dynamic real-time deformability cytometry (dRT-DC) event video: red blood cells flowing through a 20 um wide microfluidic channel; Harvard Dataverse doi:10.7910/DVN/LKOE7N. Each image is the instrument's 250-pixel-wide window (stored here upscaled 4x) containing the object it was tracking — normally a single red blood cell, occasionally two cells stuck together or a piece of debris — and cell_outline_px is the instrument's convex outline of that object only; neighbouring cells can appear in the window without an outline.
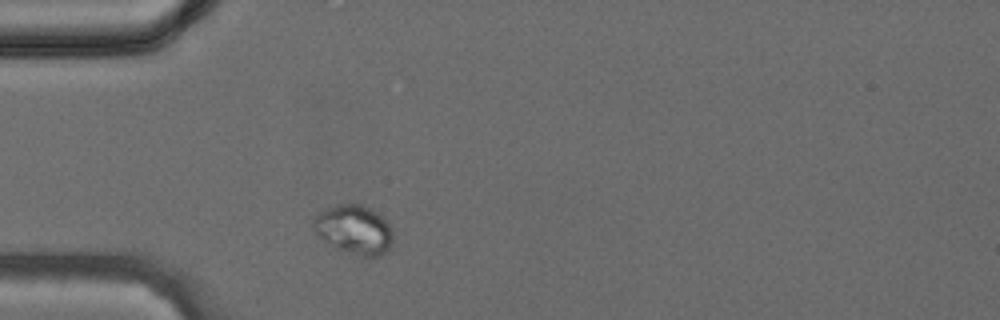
{"species": "common noctule bat (a hibernating species)", "species_latin": "Nyctalus noctula", "temperature_condition": "cold", "stored_images_in_passage": 31, "camera_frame_rate_fps": 3000, "um_per_image_px": 0.085, "animal": {"sex": "female", "body_mass_g": 24.6, "forearm_length_mm": 56.2}, "frame": {"image": 1, "passage_image": 2, "time_ms": 0.333, "image_size_px": [1000, 320], "cell_outline_px": [[392, 240], [388, 252], [380, 256], [364, 256], [348, 252], [336, 248], [320, 240], [312, 228], [312, 220], [320, 212], [336, 204], [364, 204], [372, 208], [384, 216], [392, 228]], "centroid_in_image_um": [30.1, 19.5], "position_along_channel_um": 54.9, "area_um2": 23.24}}
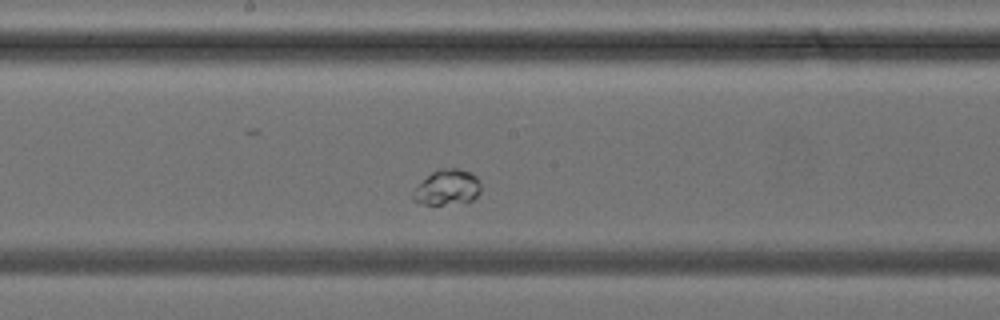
{"frame": {"image": 2, "passage_image": 12, "time_ms": 3.667, "image_size_px": [1000, 320], "cell_outline_px": [[480, 192], [472, 200], [444, 204], [424, 204], [412, 200], [412, 196], [416, 188], [436, 168], [456, 168], [472, 172], [480, 180]], "centroid_in_image_um": [38.04, 15.9], "position_along_channel_um": 210.2, "area_um2": 13.81}}
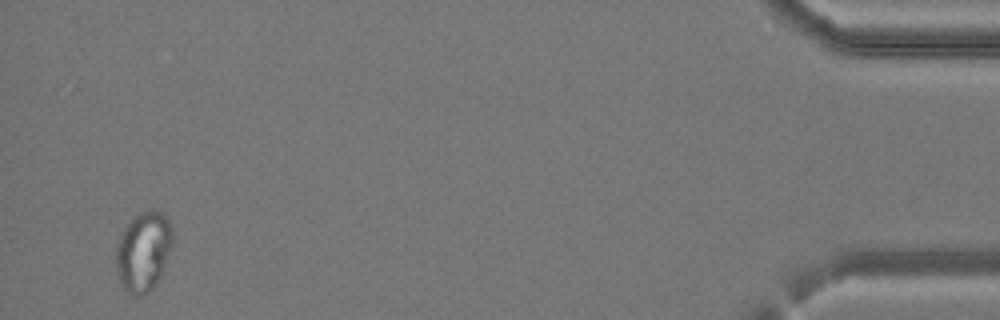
{"frame": {"image": 3, "passage_image": 30, "time_ms": 9.667, "image_size_px": [1000, 320], "cell_outline_px": [[172, 244], [160, 276], [156, 284], [148, 292], [140, 296], [136, 296], [128, 292], [120, 284], [116, 272], [116, 244], [120, 232], [140, 212], [148, 208], [156, 208], [168, 220], [172, 228]], "centroid_in_image_um": [12.16, 21.36], "position_along_channel_um": 423.0, "area_um2": 26.36}}